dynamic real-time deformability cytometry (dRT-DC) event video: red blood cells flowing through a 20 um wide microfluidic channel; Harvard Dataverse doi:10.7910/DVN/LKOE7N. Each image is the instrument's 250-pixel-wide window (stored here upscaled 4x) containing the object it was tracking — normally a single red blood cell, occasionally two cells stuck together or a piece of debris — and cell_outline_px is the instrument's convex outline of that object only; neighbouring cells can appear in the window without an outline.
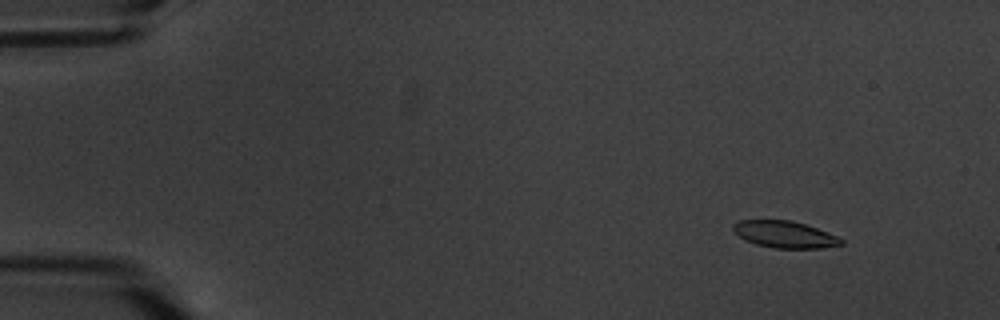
{"species": "common noctule bat (a hibernating species)", "species_latin": "Nyctalus noctula", "temperature_condition": "warm", "stored_images_in_passage": 4, "camera_frame_rate_fps": 3000, "um_per_image_px": 0.085, "animal": {"sex": "male", "body_mass_g": 20.1, "forearm_length_mm": 53.5}, "frame": {"image": 1, "passage_image": 1, "time_ms": 0.0, "image_size_px": [1000, 320], "cell_outline_px": [[844, 244], [820, 248], [776, 248], [756, 244], [744, 240], [732, 228], [732, 224], [740, 220], [792, 220], [816, 228], [836, 236], [844, 240]], "centroid_in_image_um": [66.69, 19.92], "position_along_channel_um": 18.3, "area_um2": 16.7}}
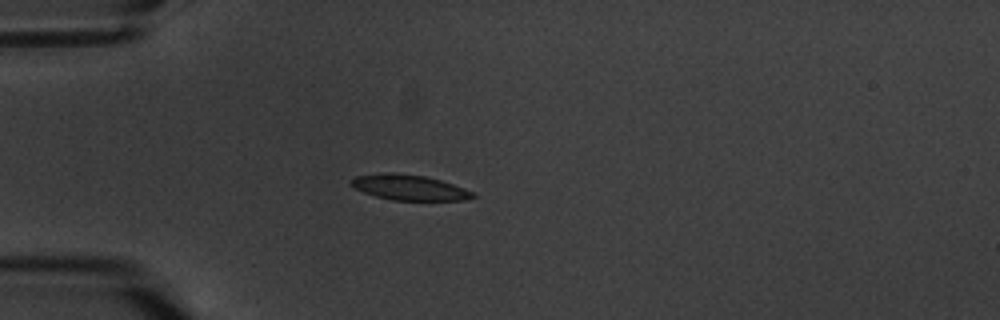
{"frame": {"image": 2, "passage_image": 4, "time_ms": 3.667, "image_size_px": [1000, 320], "cell_outline_px": [[476, 196], [464, 200], [392, 200], [376, 196], [364, 192], [348, 184], [356, 176], [380, 172], [392, 172], [424, 176], [440, 180], [476, 192]], "centroid_in_image_um": [34.79, 15.93], "position_along_channel_um": 50.2, "area_um2": 17.98}}